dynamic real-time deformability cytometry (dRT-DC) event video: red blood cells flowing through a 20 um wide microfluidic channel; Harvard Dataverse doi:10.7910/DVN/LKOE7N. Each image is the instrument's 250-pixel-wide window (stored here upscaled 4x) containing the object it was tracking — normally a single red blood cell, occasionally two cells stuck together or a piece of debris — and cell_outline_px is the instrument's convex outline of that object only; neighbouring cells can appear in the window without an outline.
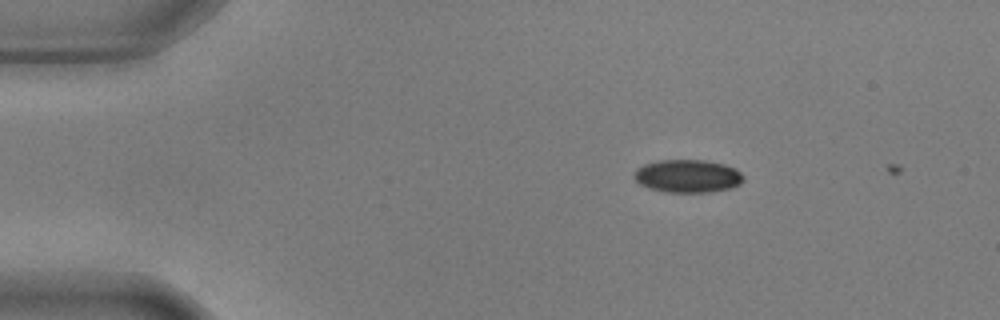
{"species": "common noctule bat (a hibernating species)", "species_latin": "Nyctalus noctula", "temperature_condition": "warm", "stored_images_in_passage": 5, "camera_frame_rate_fps": 3000, "um_per_image_px": 0.085, "animal": {"sex": "male", "body_mass_g": 17.9, "forearm_length_mm": 54.2}, "frame": {"image": 1, "passage_image": 3, "time_ms": 0.667, "image_size_px": [1000, 320], "cell_outline_px": [[744, 180], [740, 184], [732, 188], [708, 192], [664, 192], [648, 188], [640, 184], [632, 176], [636, 168], [644, 164], [660, 160], [704, 160], [724, 164], [736, 168], [744, 176]], "centroid_in_image_um": [58.45, 14.97], "position_along_channel_um": 26.6, "area_um2": 21.21}}